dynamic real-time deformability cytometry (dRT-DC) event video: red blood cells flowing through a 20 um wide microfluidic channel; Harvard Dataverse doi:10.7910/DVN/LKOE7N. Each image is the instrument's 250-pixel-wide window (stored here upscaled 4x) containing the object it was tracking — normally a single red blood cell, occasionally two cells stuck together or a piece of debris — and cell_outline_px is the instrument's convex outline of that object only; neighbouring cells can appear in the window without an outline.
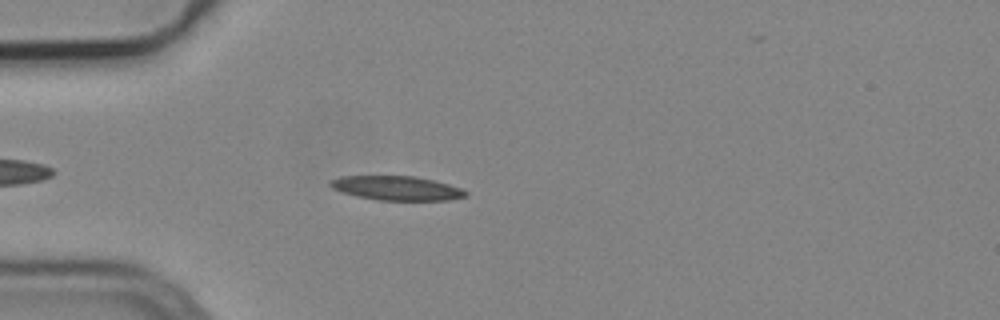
{"species": "common noctule bat (a hibernating species)", "species_latin": "Nyctalus noctula", "temperature_condition": "cold", "stored_images_in_passage": 26, "camera_frame_rate_fps": 3000, "um_per_image_px": 0.085, "animal": {"sex": "male", "body_mass_g": 19.2, "forearm_length_mm": 51.8}, "frame": {"image": 1, "passage_image": 5, "time_ms": 1.333, "image_size_px": [1000, 320], "cell_outline_px": [[468, 196], [448, 200], [376, 200], [356, 196], [332, 188], [328, 184], [328, 180], [340, 176], [412, 176], [432, 180], [448, 184], [460, 188], [468, 192]], "centroid_in_image_um": [33.69, 15.99], "position_along_channel_um": 51.3, "area_um2": 19.07}}
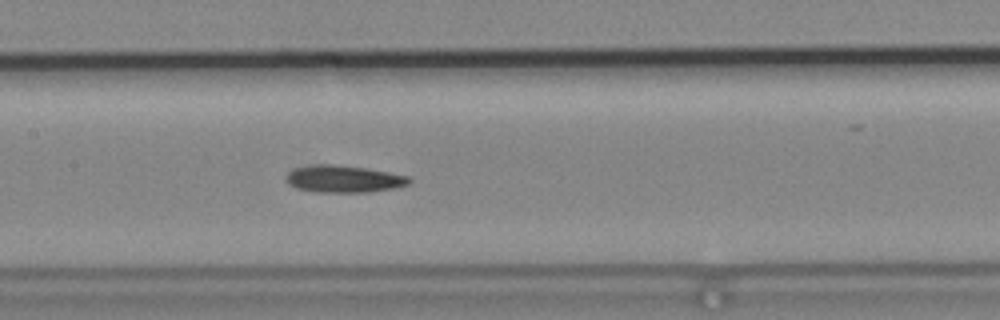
{"frame": {"image": 2, "passage_image": 16, "time_ms": 5.0, "image_size_px": [1000, 320], "cell_outline_px": [[412, 180], [408, 184], [392, 188], [368, 192], [316, 192], [296, 188], [288, 180], [288, 172], [296, 168], [312, 164], [336, 164], [364, 168], [388, 172], [408, 176]], "centroid_in_image_um": [29.23, 15.2], "position_along_channel_um": 178.2, "area_um2": 19.13}}
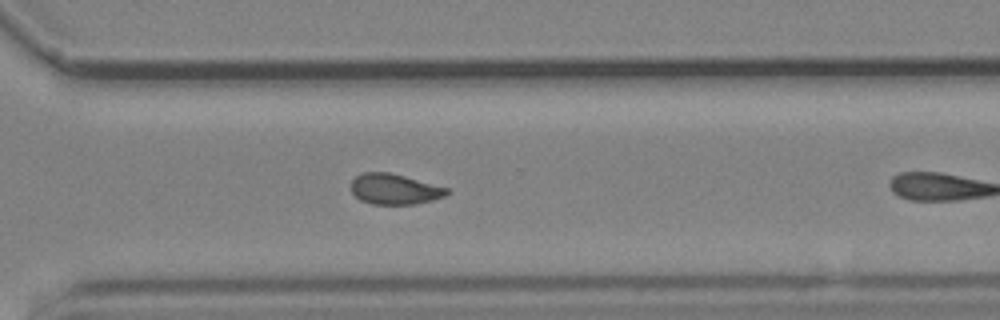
{"frame": {"image": 3, "passage_image": 25, "time_ms": 8.0, "image_size_px": [1000, 320], "cell_outline_px": [[452, 192], [444, 196], [432, 200], [412, 204], [372, 204], [360, 200], [352, 192], [352, 180], [356, 176], [364, 172], [388, 172], [404, 176], [448, 188]], "centroid_in_image_um": [33.54, 16.07], "position_along_channel_um": 337.1, "area_um2": 16.88}}